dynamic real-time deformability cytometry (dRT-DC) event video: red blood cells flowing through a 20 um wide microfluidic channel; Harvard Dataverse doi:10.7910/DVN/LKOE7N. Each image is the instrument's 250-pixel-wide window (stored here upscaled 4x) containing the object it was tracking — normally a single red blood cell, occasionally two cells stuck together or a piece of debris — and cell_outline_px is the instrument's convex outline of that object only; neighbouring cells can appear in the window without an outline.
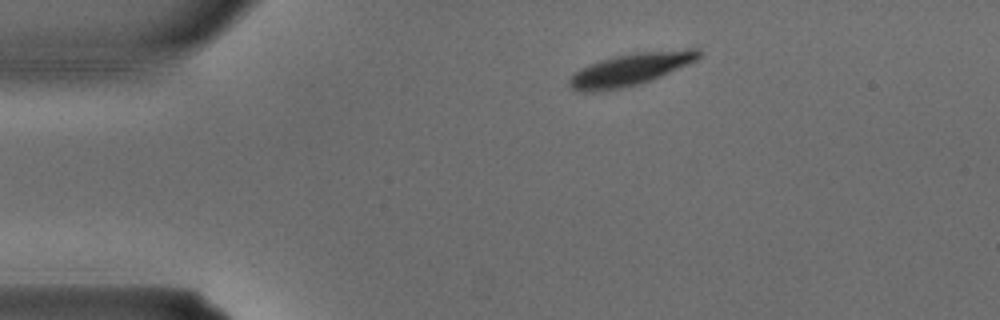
{"species": "common noctule bat (a hibernating species)", "species_latin": "Nyctalus noctula", "temperature_condition": "warm", "stored_images_in_passage": 3, "camera_frame_rate_fps": 3000, "um_per_image_px": 0.085, "animal": {"sex": "male", "body_mass_g": 15.6}, "frame": {"image": 1, "passage_image": 1, "time_ms": 0.0, "image_size_px": [1000, 320], "cell_outline_px": [[704, 52], [696, 60], [652, 80], [640, 84], [600, 92], [580, 92], [572, 88], [568, 84], [568, 80], [572, 72], [588, 64], [612, 56], [636, 52], [688, 48], [700, 48]], "centroid_in_image_um": [53.57, 5.88], "position_along_channel_um": 31.4, "area_um2": 24.8}}